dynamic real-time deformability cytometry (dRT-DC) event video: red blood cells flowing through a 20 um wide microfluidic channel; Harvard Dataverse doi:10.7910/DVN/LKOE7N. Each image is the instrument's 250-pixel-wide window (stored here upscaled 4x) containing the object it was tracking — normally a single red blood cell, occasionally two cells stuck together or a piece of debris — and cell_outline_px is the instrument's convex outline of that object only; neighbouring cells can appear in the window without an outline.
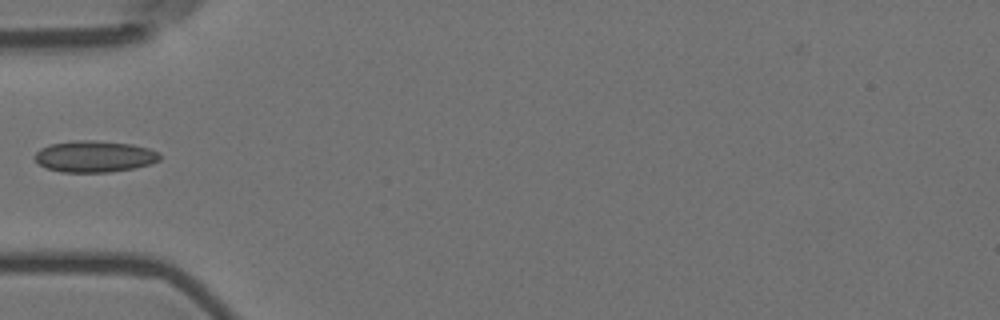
{"species": "Egyptian fruit bat (a non-hibernating species)", "species_latin": "Rousettus aegyptiacus", "temperature_condition": "room temperature", "stored_images_in_passage": 7, "camera_frame_rate_fps": 3000, "um_per_image_px": 0.085, "animal": {"sex": "female"}, "frame": {"image": 1, "passage_image": 5, "time_ms": 1.333, "image_size_px": [1000, 320], "cell_outline_px": [[160, 160], [136, 168], [108, 172], [60, 172], [44, 168], [32, 156], [40, 148], [48, 144], [80, 140], [96, 140], [132, 144], [148, 148], [160, 152]], "centroid_in_image_um": [8.01, 13.3], "position_along_channel_um": 77.0, "area_um2": 23.12}}
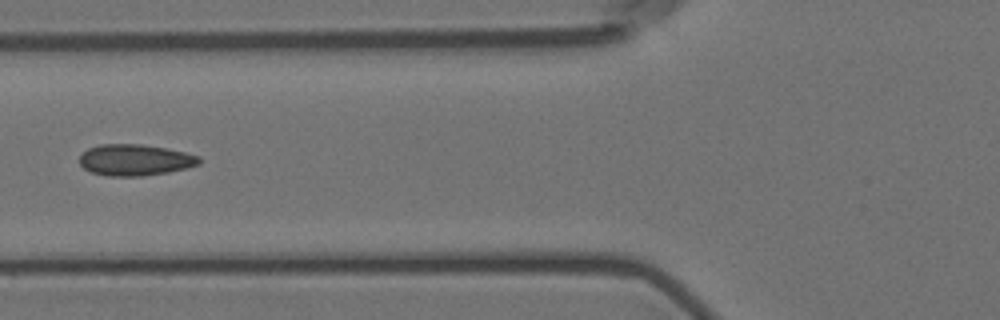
{"frame": {"image": 2, "passage_image": 6, "time_ms": 1.667, "image_size_px": [1000, 320], "cell_outline_px": [[200, 164], [168, 172], [140, 176], [108, 176], [92, 172], [84, 168], [80, 164], [80, 156], [88, 148], [100, 144], [140, 144], [164, 148], [184, 152], [200, 156]], "centroid_in_image_um": [11.46, 13.59], "position_along_channel_um": 114.3, "area_um2": 21.62}}
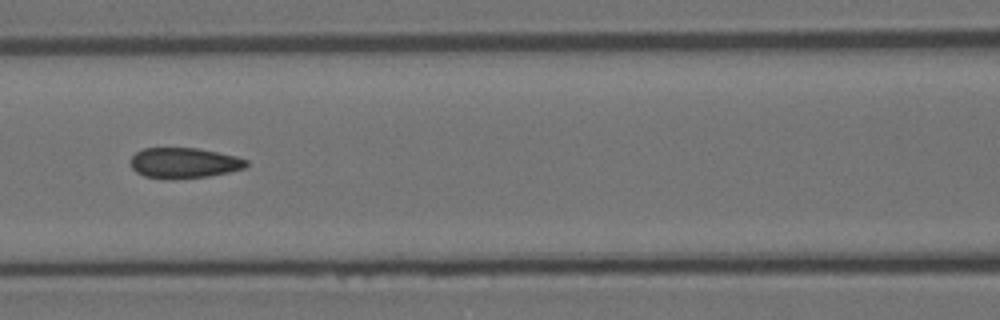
{"frame": {"image": 3, "passage_image": 7, "time_ms": 2.0, "image_size_px": [1000, 320], "cell_outline_px": [[248, 164], [244, 168], [228, 172], [208, 176], [168, 180], [144, 176], [136, 172], [132, 168], [132, 156], [136, 152], [144, 148], [196, 148], [236, 156], [248, 160]], "centroid_in_image_um": [15.63, 13.86], "position_along_channel_um": 151.0, "area_um2": 20.52}}